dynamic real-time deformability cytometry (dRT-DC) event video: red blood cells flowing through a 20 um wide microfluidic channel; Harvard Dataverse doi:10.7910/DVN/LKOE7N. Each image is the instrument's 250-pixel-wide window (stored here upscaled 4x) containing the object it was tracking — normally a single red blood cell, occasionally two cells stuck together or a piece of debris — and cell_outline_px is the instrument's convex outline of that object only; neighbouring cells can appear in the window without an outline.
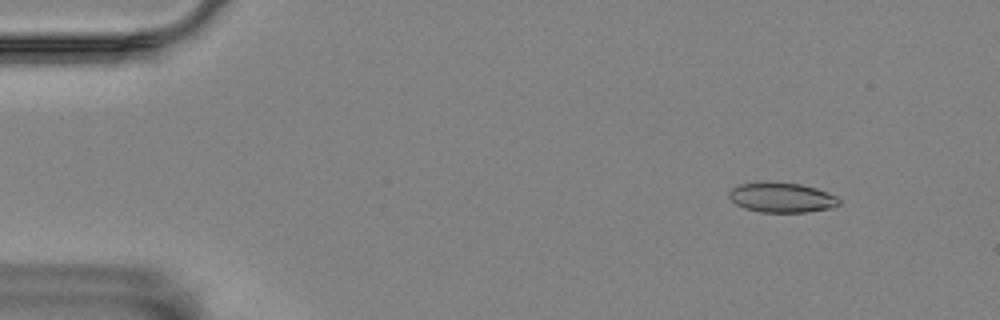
{"species": "Egyptian fruit bat (a non-hibernating species)", "species_latin": "Rousettus aegyptiacus", "temperature_condition": "room temperature", "stored_images_in_passage": 6, "camera_frame_rate_fps": 3000, "um_per_image_px": 0.085, "animal": {"sex": "female"}, "frame": {"image": 1, "passage_image": 2, "time_ms": 0.333, "image_size_px": [1000, 320], "cell_outline_px": [[840, 204], [832, 208], [808, 212], [760, 212], [744, 208], [736, 204], [728, 196], [728, 192], [732, 188], [740, 184], [800, 184], [816, 188], [828, 192], [836, 196], [840, 200]], "centroid_in_image_um": [66.49, 16.83], "position_along_channel_um": 18.5, "area_um2": 18.67}}
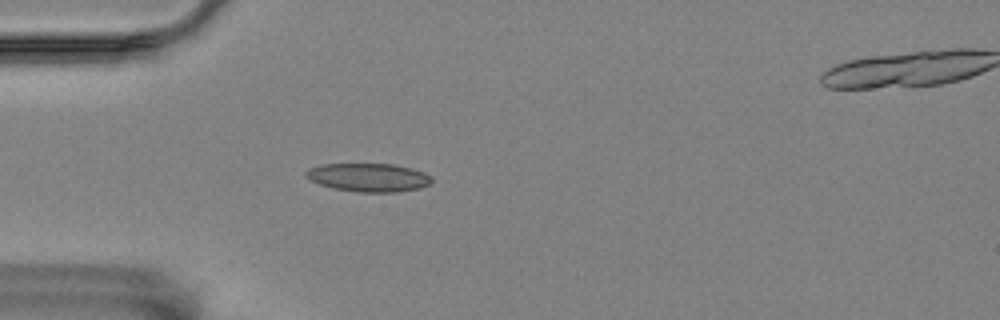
{"frame": {"image": 2, "passage_image": 5, "time_ms": 1.333, "image_size_px": [1000, 320], "cell_outline_px": [[432, 184], [420, 188], [396, 192], [356, 192], [332, 188], [320, 184], [304, 176], [304, 172], [308, 168], [320, 164], [392, 164], [412, 168], [424, 172], [432, 180]], "centroid_in_image_um": [31.31, 15.08], "position_along_channel_um": 53.7, "area_um2": 20.92}}